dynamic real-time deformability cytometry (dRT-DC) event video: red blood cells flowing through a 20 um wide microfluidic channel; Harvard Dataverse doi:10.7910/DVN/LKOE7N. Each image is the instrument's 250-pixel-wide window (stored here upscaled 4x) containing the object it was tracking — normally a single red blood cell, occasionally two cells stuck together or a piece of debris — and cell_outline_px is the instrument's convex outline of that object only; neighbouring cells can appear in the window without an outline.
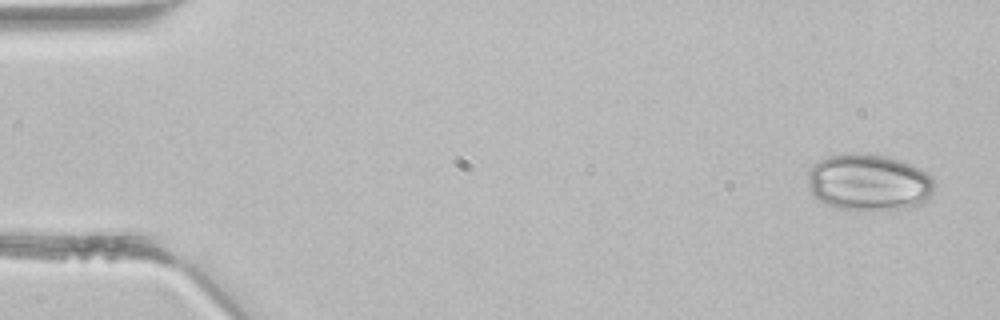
{"species": "common noctule bat (a hibernating species)", "species_latin": "Nyctalus noctula", "temperature_condition": "room temperature", "stored_images_in_passage": 4, "camera_frame_rate_fps": 3000, "um_per_image_px": 0.085, "animal": {"sex": "male", "body_mass_g": 21.5, "forearm_length_mm": 52.0}, "frame": {"image": 1, "passage_image": 1, "time_ms": 0.0, "image_size_px": [1000, 320], "cell_outline_px": [[936, 184], [932, 196], [920, 208], [872, 212], [840, 208], [828, 204], [820, 200], [808, 188], [808, 172], [820, 160], [828, 156], [868, 152], [888, 156], [900, 160], [920, 168], [932, 176]], "centroid_in_image_um": [73.96, 15.54], "position_along_channel_um": 11.0, "area_um2": 42.95}}